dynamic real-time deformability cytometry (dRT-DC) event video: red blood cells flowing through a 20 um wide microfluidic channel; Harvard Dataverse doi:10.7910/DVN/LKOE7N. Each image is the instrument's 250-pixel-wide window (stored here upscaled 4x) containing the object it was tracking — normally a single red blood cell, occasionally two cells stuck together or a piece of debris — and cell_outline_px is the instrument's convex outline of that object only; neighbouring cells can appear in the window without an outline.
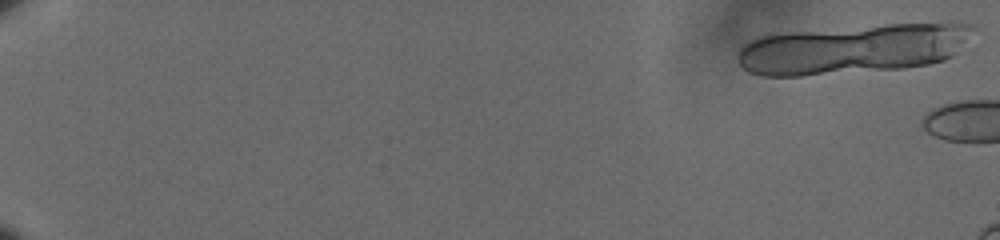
{"species": "human", "species_latin": "Homo sapiens", "temperature_condition": "cold", "stored_images_in_passage": 12, "camera_frame_rate_fps": 3000, "um_per_image_px": 0.085, "donor": {"sex": "male"}, "frame": {"image": 1, "passage_image": 1, "time_ms": 0.0, "image_size_px": [1000, 240], "cell_outline_px": [[976, 28], [956, 52], [952, 56], [944, 60], [928, 64], [904, 68], [800, 76], [764, 76], [748, 72], [740, 64], [736, 56], [740, 48], [744, 44], [760, 36], [788, 32], [888, 24], [972, 24]], "centroid_in_image_um": [72.43, 4.17], "position_along_channel_um": 12.6, "area_um2": 67.51}}